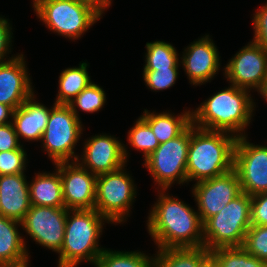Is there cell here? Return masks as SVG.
I'll list each match as a JSON object with an SVG mask.
<instances>
[{"label":"cell","mask_w":267,"mask_h":267,"mask_svg":"<svg viewBox=\"0 0 267 267\" xmlns=\"http://www.w3.org/2000/svg\"><path fill=\"white\" fill-rule=\"evenodd\" d=\"M92 6L99 14L103 16L104 11L110 7L112 0H81Z\"/></svg>","instance_id":"obj_37"},{"label":"cell","mask_w":267,"mask_h":267,"mask_svg":"<svg viewBox=\"0 0 267 267\" xmlns=\"http://www.w3.org/2000/svg\"><path fill=\"white\" fill-rule=\"evenodd\" d=\"M178 68L143 70L145 85L153 91H163L174 86L178 78Z\"/></svg>","instance_id":"obj_31"},{"label":"cell","mask_w":267,"mask_h":267,"mask_svg":"<svg viewBox=\"0 0 267 267\" xmlns=\"http://www.w3.org/2000/svg\"><path fill=\"white\" fill-rule=\"evenodd\" d=\"M251 225L267 226V193L251 196Z\"/></svg>","instance_id":"obj_34"},{"label":"cell","mask_w":267,"mask_h":267,"mask_svg":"<svg viewBox=\"0 0 267 267\" xmlns=\"http://www.w3.org/2000/svg\"><path fill=\"white\" fill-rule=\"evenodd\" d=\"M210 251L204 246L197 248L158 249L153 267H206Z\"/></svg>","instance_id":"obj_22"},{"label":"cell","mask_w":267,"mask_h":267,"mask_svg":"<svg viewBox=\"0 0 267 267\" xmlns=\"http://www.w3.org/2000/svg\"><path fill=\"white\" fill-rule=\"evenodd\" d=\"M31 207L25 173L0 176L1 216L22 221Z\"/></svg>","instance_id":"obj_18"},{"label":"cell","mask_w":267,"mask_h":267,"mask_svg":"<svg viewBox=\"0 0 267 267\" xmlns=\"http://www.w3.org/2000/svg\"><path fill=\"white\" fill-rule=\"evenodd\" d=\"M224 67L229 83L259 92L267 83V50L252 40Z\"/></svg>","instance_id":"obj_11"},{"label":"cell","mask_w":267,"mask_h":267,"mask_svg":"<svg viewBox=\"0 0 267 267\" xmlns=\"http://www.w3.org/2000/svg\"><path fill=\"white\" fill-rule=\"evenodd\" d=\"M242 247L251 255L267 263V226L251 225Z\"/></svg>","instance_id":"obj_30"},{"label":"cell","mask_w":267,"mask_h":267,"mask_svg":"<svg viewBox=\"0 0 267 267\" xmlns=\"http://www.w3.org/2000/svg\"><path fill=\"white\" fill-rule=\"evenodd\" d=\"M13 112L14 110L10 106L0 103V125L12 122Z\"/></svg>","instance_id":"obj_38"},{"label":"cell","mask_w":267,"mask_h":267,"mask_svg":"<svg viewBox=\"0 0 267 267\" xmlns=\"http://www.w3.org/2000/svg\"><path fill=\"white\" fill-rule=\"evenodd\" d=\"M236 140L233 134L202 129L191 123L186 166L187 183L230 172L233 169Z\"/></svg>","instance_id":"obj_3"},{"label":"cell","mask_w":267,"mask_h":267,"mask_svg":"<svg viewBox=\"0 0 267 267\" xmlns=\"http://www.w3.org/2000/svg\"><path fill=\"white\" fill-rule=\"evenodd\" d=\"M12 122L0 125V152L24 150Z\"/></svg>","instance_id":"obj_35"},{"label":"cell","mask_w":267,"mask_h":267,"mask_svg":"<svg viewBox=\"0 0 267 267\" xmlns=\"http://www.w3.org/2000/svg\"><path fill=\"white\" fill-rule=\"evenodd\" d=\"M56 165L54 173H35L29 183L30 202L33 206L65 208L62 196V182L60 176V162Z\"/></svg>","instance_id":"obj_20"},{"label":"cell","mask_w":267,"mask_h":267,"mask_svg":"<svg viewBox=\"0 0 267 267\" xmlns=\"http://www.w3.org/2000/svg\"><path fill=\"white\" fill-rule=\"evenodd\" d=\"M125 166L97 176L95 210L110 223L125 222L136 195V185Z\"/></svg>","instance_id":"obj_8"},{"label":"cell","mask_w":267,"mask_h":267,"mask_svg":"<svg viewBox=\"0 0 267 267\" xmlns=\"http://www.w3.org/2000/svg\"><path fill=\"white\" fill-rule=\"evenodd\" d=\"M12 25L7 18L0 16V64L11 61L16 56H11L8 59L5 57L11 52L12 46ZM6 59V60H5Z\"/></svg>","instance_id":"obj_36"},{"label":"cell","mask_w":267,"mask_h":267,"mask_svg":"<svg viewBox=\"0 0 267 267\" xmlns=\"http://www.w3.org/2000/svg\"><path fill=\"white\" fill-rule=\"evenodd\" d=\"M33 94L13 112L12 123L20 141H41L50 115V109L37 102Z\"/></svg>","instance_id":"obj_19"},{"label":"cell","mask_w":267,"mask_h":267,"mask_svg":"<svg viewBox=\"0 0 267 267\" xmlns=\"http://www.w3.org/2000/svg\"><path fill=\"white\" fill-rule=\"evenodd\" d=\"M246 138L236 140L233 169L242 192L254 196L267 191V145H255Z\"/></svg>","instance_id":"obj_10"},{"label":"cell","mask_w":267,"mask_h":267,"mask_svg":"<svg viewBox=\"0 0 267 267\" xmlns=\"http://www.w3.org/2000/svg\"><path fill=\"white\" fill-rule=\"evenodd\" d=\"M27 153L25 150L0 152V176L24 173Z\"/></svg>","instance_id":"obj_32"},{"label":"cell","mask_w":267,"mask_h":267,"mask_svg":"<svg viewBox=\"0 0 267 267\" xmlns=\"http://www.w3.org/2000/svg\"><path fill=\"white\" fill-rule=\"evenodd\" d=\"M202 223L221 212L226 205L242 193L234 169L221 176L196 182L192 189Z\"/></svg>","instance_id":"obj_13"},{"label":"cell","mask_w":267,"mask_h":267,"mask_svg":"<svg viewBox=\"0 0 267 267\" xmlns=\"http://www.w3.org/2000/svg\"><path fill=\"white\" fill-rule=\"evenodd\" d=\"M145 65L143 70L178 68L179 57L175 47L164 41L146 43Z\"/></svg>","instance_id":"obj_26"},{"label":"cell","mask_w":267,"mask_h":267,"mask_svg":"<svg viewBox=\"0 0 267 267\" xmlns=\"http://www.w3.org/2000/svg\"><path fill=\"white\" fill-rule=\"evenodd\" d=\"M67 213V208L31 205L21 227L36 243L58 253L64 241Z\"/></svg>","instance_id":"obj_12"},{"label":"cell","mask_w":267,"mask_h":267,"mask_svg":"<svg viewBox=\"0 0 267 267\" xmlns=\"http://www.w3.org/2000/svg\"><path fill=\"white\" fill-rule=\"evenodd\" d=\"M253 41L267 50V2L253 16Z\"/></svg>","instance_id":"obj_33"},{"label":"cell","mask_w":267,"mask_h":267,"mask_svg":"<svg viewBox=\"0 0 267 267\" xmlns=\"http://www.w3.org/2000/svg\"><path fill=\"white\" fill-rule=\"evenodd\" d=\"M32 8L50 31L73 40L81 38L102 17L81 0H39Z\"/></svg>","instance_id":"obj_6"},{"label":"cell","mask_w":267,"mask_h":267,"mask_svg":"<svg viewBox=\"0 0 267 267\" xmlns=\"http://www.w3.org/2000/svg\"><path fill=\"white\" fill-rule=\"evenodd\" d=\"M190 141V125L176 138L161 143L144 159V165L161 190H168L175 181L187 182V155Z\"/></svg>","instance_id":"obj_9"},{"label":"cell","mask_w":267,"mask_h":267,"mask_svg":"<svg viewBox=\"0 0 267 267\" xmlns=\"http://www.w3.org/2000/svg\"><path fill=\"white\" fill-rule=\"evenodd\" d=\"M128 142L137 151H143L146 159L160 145L151 127L139 117L134 126L128 131Z\"/></svg>","instance_id":"obj_29"},{"label":"cell","mask_w":267,"mask_h":267,"mask_svg":"<svg viewBox=\"0 0 267 267\" xmlns=\"http://www.w3.org/2000/svg\"><path fill=\"white\" fill-rule=\"evenodd\" d=\"M215 267H267V263L248 253L242 246L218 247L210 250Z\"/></svg>","instance_id":"obj_25"},{"label":"cell","mask_w":267,"mask_h":267,"mask_svg":"<svg viewBox=\"0 0 267 267\" xmlns=\"http://www.w3.org/2000/svg\"><path fill=\"white\" fill-rule=\"evenodd\" d=\"M87 70L88 64L80 62L79 67L67 68L60 73L55 104L67 105L92 82Z\"/></svg>","instance_id":"obj_24"},{"label":"cell","mask_w":267,"mask_h":267,"mask_svg":"<svg viewBox=\"0 0 267 267\" xmlns=\"http://www.w3.org/2000/svg\"><path fill=\"white\" fill-rule=\"evenodd\" d=\"M180 58L189 83L195 86L212 80L221 66L218 49L209 34L187 46Z\"/></svg>","instance_id":"obj_16"},{"label":"cell","mask_w":267,"mask_h":267,"mask_svg":"<svg viewBox=\"0 0 267 267\" xmlns=\"http://www.w3.org/2000/svg\"><path fill=\"white\" fill-rule=\"evenodd\" d=\"M62 196L68 210L95 209L97 176L77 161L60 162Z\"/></svg>","instance_id":"obj_15"},{"label":"cell","mask_w":267,"mask_h":267,"mask_svg":"<svg viewBox=\"0 0 267 267\" xmlns=\"http://www.w3.org/2000/svg\"><path fill=\"white\" fill-rule=\"evenodd\" d=\"M251 226V196L242 192L203 223L204 247L242 246Z\"/></svg>","instance_id":"obj_5"},{"label":"cell","mask_w":267,"mask_h":267,"mask_svg":"<svg viewBox=\"0 0 267 267\" xmlns=\"http://www.w3.org/2000/svg\"><path fill=\"white\" fill-rule=\"evenodd\" d=\"M105 222L110 223L95 209L68 210L58 267H77L85 261L95 266L105 249L98 244Z\"/></svg>","instance_id":"obj_4"},{"label":"cell","mask_w":267,"mask_h":267,"mask_svg":"<svg viewBox=\"0 0 267 267\" xmlns=\"http://www.w3.org/2000/svg\"><path fill=\"white\" fill-rule=\"evenodd\" d=\"M29 262V256H27L26 258L16 262L0 263V267H28Z\"/></svg>","instance_id":"obj_39"},{"label":"cell","mask_w":267,"mask_h":267,"mask_svg":"<svg viewBox=\"0 0 267 267\" xmlns=\"http://www.w3.org/2000/svg\"><path fill=\"white\" fill-rule=\"evenodd\" d=\"M106 102V93L102 87L91 82L67 105L75 116L80 119L78 110L88 113L98 112L104 107Z\"/></svg>","instance_id":"obj_28"},{"label":"cell","mask_w":267,"mask_h":267,"mask_svg":"<svg viewBox=\"0 0 267 267\" xmlns=\"http://www.w3.org/2000/svg\"><path fill=\"white\" fill-rule=\"evenodd\" d=\"M21 222L0 216V263L16 262L29 256L18 227Z\"/></svg>","instance_id":"obj_23"},{"label":"cell","mask_w":267,"mask_h":267,"mask_svg":"<svg viewBox=\"0 0 267 267\" xmlns=\"http://www.w3.org/2000/svg\"><path fill=\"white\" fill-rule=\"evenodd\" d=\"M23 54L0 64V103L16 110L34 94Z\"/></svg>","instance_id":"obj_17"},{"label":"cell","mask_w":267,"mask_h":267,"mask_svg":"<svg viewBox=\"0 0 267 267\" xmlns=\"http://www.w3.org/2000/svg\"><path fill=\"white\" fill-rule=\"evenodd\" d=\"M116 137L99 134L84 142L83 155L77 162L96 176L113 172L127 163V147Z\"/></svg>","instance_id":"obj_14"},{"label":"cell","mask_w":267,"mask_h":267,"mask_svg":"<svg viewBox=\"0 0 267 267\" xmlns=\"http://www.w3.org/2000/svg\"><path fill=\"white\" fill-rule=\"evenodd\" d=\"M65 104H55L50 108V115L43 132V149L54 164L76 161L80 156L74 152L75 146L83 134V125Z\"/></svg>","instance_id":"obj_7"},{"label":"cell","mask_w":267,"mask_h":267,"mask_svg":"<svg viewBox=\"0 0 267 267\" xmlns=\"http://www.w3.org/2000/svg\"><path fill=\"white\" fill-rule=\"evenodd\" d=\"M249 93L250 90L230 84L210 96L196 110H191L192 124L202 129L233 133L236 138L245 136L256 107Z\"/></svg>","instance_id":"obj_2"},{"label":"cell","mask_w":267,"mask_h":267,"mask_svg":"<svg viewBox=\"0 0 267 267\" xmlns=\"http://www.w3.org/2000/svg\"><path fill=\"white\" fill-rule=\"evenodd\" d=\"M154 257L141 251H116L104 249L95 267H153Z\"/></svg>","instance_id":"obj_27"},{"label":"cell","mask_w":267,"mask_h":267,"mask_svg":"<svg viewBox=\"0 0 267 267\" xmlns=\"http://www.w3.org/2000/svg\"><path fill=\"white\" fill-rule=\"evenodd\" d=\"M206 267H215L211 262H209Z\"/></svg>","instance_id":"obj_41"},{"label":"cell","mask_w":267,"mask_h":267,"mask_svg":"<svg viewBox=\"0 0 267 267\" xmlns=\"http://www.w3.org/2000/svg\"><path fill=\"white\" fill-rule=\"evenodd\" d=\"M258 93H260V95L265 99V101H267V83Z\"/></svg>","instance_id":"obj_40"},{"label":"cell","mask_w":267,"mask_h":267,"mask_svg":"<svg viewBox=\"0 0 267 267\" xmlns=\"http://www.w3.org/2000/svg\"><path fill=\"white\" fill-rule=\"evenodd\" d=\"M140 117L151 127L160 144L176 138L192 123L190 110L174 116L169 112L154 113L144 109Z\"/></svg>","instance_id":"obj_21"},{"label":"cell","mask_w":267,"mask_h":267,"mask_svg":"<svg viewBox=\"0 0 267 267\" xmlns=\"http://www.w3.org/2000/svg\"><path fill=\"white\" fill-rule=\"evenodd\" d=\"M160 190L147 220L149 235L158 249L204 246L203 223L192 207Z\"/></svg>","instance_id":"obj_1"},{"label":"cell","mask_w":267,"mask_h":267,"mask_svg":"<svg viewBox=\"0 0 267 267\" xmlns=\"http://www.w3.org/2000/svg\"><path fill=\"white\" fill-rule=\"evenodd\" d=\"M33 6L39 1V0H32Z\"/></svg>","instance_id":"obj_42"}]
</instances>
